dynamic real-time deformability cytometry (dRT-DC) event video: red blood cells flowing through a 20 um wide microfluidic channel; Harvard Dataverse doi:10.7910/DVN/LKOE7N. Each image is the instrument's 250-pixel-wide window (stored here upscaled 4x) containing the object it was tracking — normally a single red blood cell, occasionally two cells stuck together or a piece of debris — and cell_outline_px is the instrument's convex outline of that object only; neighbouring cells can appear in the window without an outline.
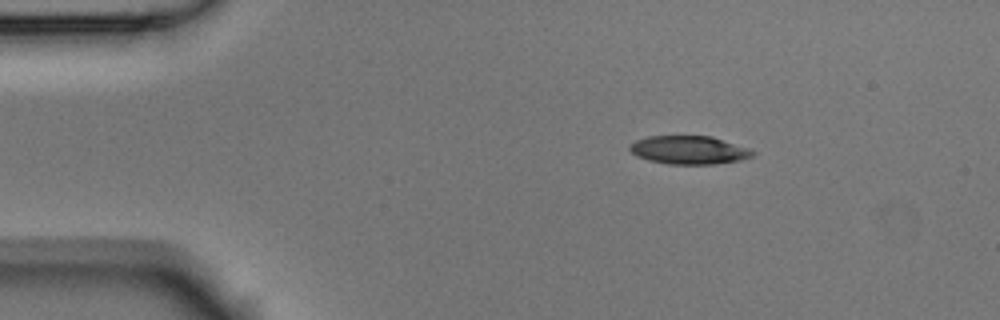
{"species": "Egyptian fruit bat (a non-hibernating species)", "species_latin": "Rousettus aegyptiacus", "temperature_condition": "room temperature", "stored_images_in_passage": 4, "camera_frame_rate_fps": 3000, "um_per_image_px": 0.085, "animal": {"sex": "male"}, "frame": {"image": 1, "passage_image": 2, "time_ms": 0.333, "image_size_px": [1000, 320], "cell_outline_px": [[756, 152], [752, 156], [740, 160], [712, 164], [668, 164], [648, 160], [636, 156], [628, 148], [628, 144], [636, 140], [648, 136], [712, 136], [752, 148]], "centroid_in_image_um": [58.58, 12.74], "position_along_channel_um": 26.4, "area_um2": 20.52}}
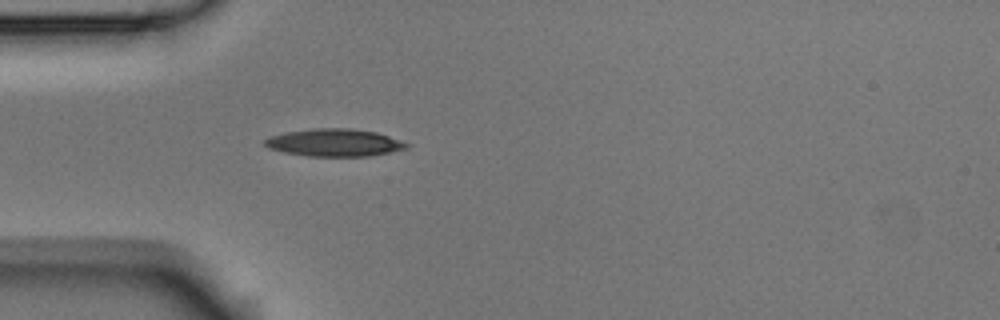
{"frame": {"image": 2, "passage_image": 4, "time_ms": 1.0, "image_size_px": [1000, 320], "cell_outline_px": [[408, 148], [368, 156], [308, 156], [284, 152], [268, 148], [264, 144], [264, 140], [272, 136], [284, 132], [312, 128], [352, 128], [376, 132], [400, 140], [408, 144]], "centroid_in_image_um": [28.39, 12.11], "position_along_channel_um": 56.6, "area_um2": 22.6}}